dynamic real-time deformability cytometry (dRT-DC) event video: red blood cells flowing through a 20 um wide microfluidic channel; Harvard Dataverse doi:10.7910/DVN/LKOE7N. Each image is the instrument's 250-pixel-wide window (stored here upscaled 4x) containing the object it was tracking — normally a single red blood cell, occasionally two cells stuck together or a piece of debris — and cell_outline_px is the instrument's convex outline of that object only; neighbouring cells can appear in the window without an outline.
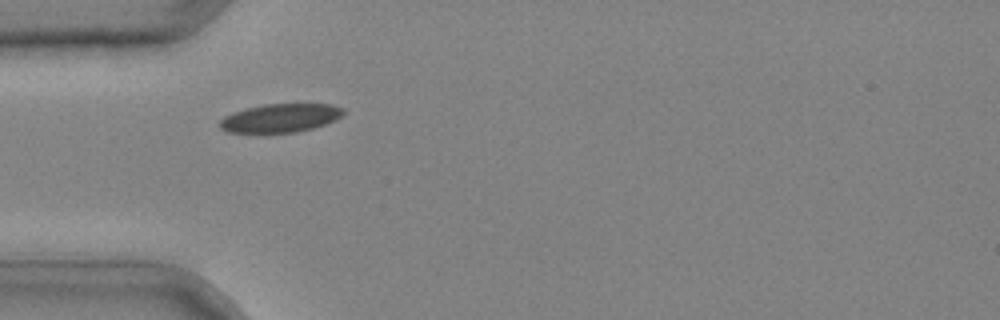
{"species": "common noctule bat (a hibernating species)", "species_latin": "Nyctalus noctula", "temperature_condition": "cold", "stored_images_in_passage": 28, "camera_frame_rate_fps": 3000, "um_per_image_px": 0.085, "animal": {"sex": "male", "body_mass_g": 20.4}, "frame": {"image": 1, "passage_image": 3, "time_ms": 0.667, "image_size_px": [1000, 320], "cell_outline_px": [[344, 112], [336, 120], [312, 128], [296, 132], [228, 132], [220, 128], [220, 120], [224, 116], [232, 112], [244, 108], [264, 104], [332, 104], [344, 108]], "centroid_in_image_um": [23.82, 10.01], "position_along_channel_um": 61.2, "area_um2": 20.46}}
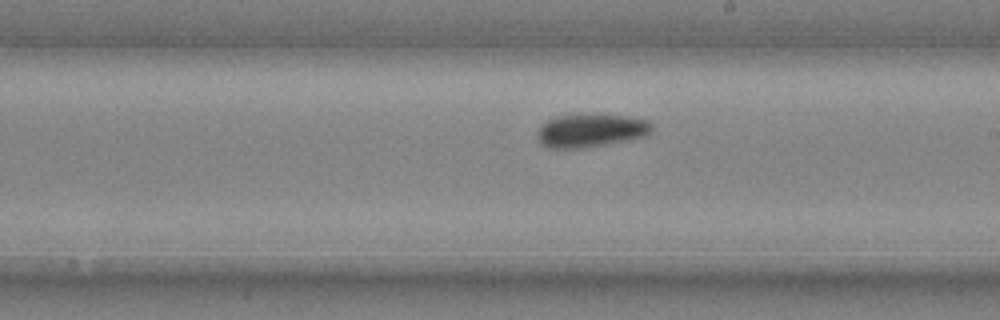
{"frame": {"image": 2, "passage_image": 15, "time_ms": 4.667, "image_size_px": [1000, 320], "cell_outline_px": [[652, 132], [648, 136], [632, 140], [588, 148], [548, 148], [540, 144], [536, 136], [536, 132], [548, 120], [556, 116], [580, 112], [592, 112], [628, 116], [648, 120], [652, 124]], "centroid_in_image_um": [50.26, 11.07], "position_along_channel_um": 238.7, "area_um2": 23.41}}
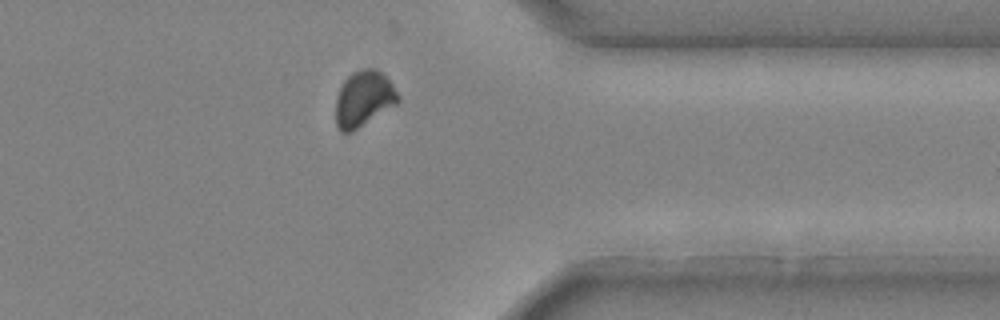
{"frame": {"image": 3, "passage_image": 25, "time_ms": 8.0, "image_size_px": [1000, 320], "cell_outline_px": [[400, 100], [396, 104], [352, 132], [340, 132], [336, 128], [336, 96], [344, 80], [352, 72], [364, 68], [376, 68], [392, 84], [400, 96]], "centroid_in_image_um": [30.89, 8.4], "position_along_channel_um": 380.5, "area_um2": 20.23}}